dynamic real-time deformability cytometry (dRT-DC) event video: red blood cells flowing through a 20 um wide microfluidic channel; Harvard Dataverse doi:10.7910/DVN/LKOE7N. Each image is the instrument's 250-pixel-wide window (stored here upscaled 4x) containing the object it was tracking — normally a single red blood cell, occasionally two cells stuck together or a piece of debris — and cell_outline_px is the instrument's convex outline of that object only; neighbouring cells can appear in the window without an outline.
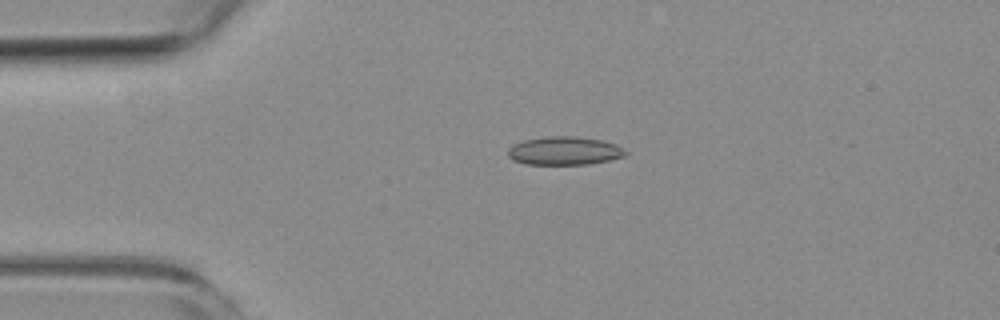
{"species": "common noctule bat (a hibernating species)", "species_latin": "Nyctalus noctula", "temperature_condition": "room temperature", "stored_images_in_passage": 4, "camera_frame_rate_fps": 3000, "um_per_image_px": 0.085, "animal": {"sex": "female", "body_mass_g": 19.3, "forearm_length_mm": 54.1}, "frame": {"image": 1, "passage_image": 3, "time_ms": 3.333, "image_size_px": [1000, 320], "cell_outline_px": [[628, 152], [624, 156], [608, 160], [588, 164], [524, 164], [512, 160], [508, 156], [508, 148], [512, 144], [524, 140], [544, 136], [572, 136], [604, 140], [616, 144]], "centroid_in_image_um": [47.94, 12.81], "position_along_channel_um": 37.1, "area_um2": 19.54}}